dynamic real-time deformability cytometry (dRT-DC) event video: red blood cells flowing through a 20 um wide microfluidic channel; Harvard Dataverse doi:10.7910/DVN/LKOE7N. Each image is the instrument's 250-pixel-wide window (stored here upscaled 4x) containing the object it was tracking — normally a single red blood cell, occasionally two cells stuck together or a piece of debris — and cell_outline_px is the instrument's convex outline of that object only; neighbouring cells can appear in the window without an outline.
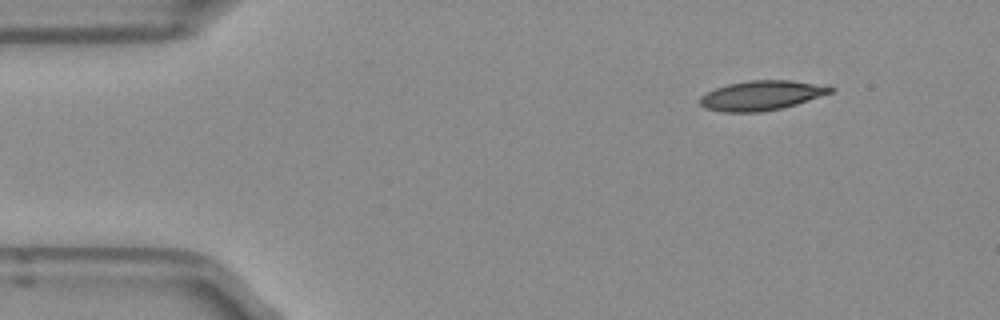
{"species": "Egyptian fruit bat (a non-hibernating species)", "species_latin": "Rousettus aegyptiacus", "temperature_condition": "room temperature", "stored_images_in_passage": 2, "camera_frame_rate_fps": 3000, "um_per_image_px": 0.085, "frame": {"image": 1, "passage_image": 2, "time_ms": 0.333, "image_size_px": [1000, 320], "cell_outline_px": [[808, 96], [800, 100], [788, 104], [768, 108], [728, 108], [748, 84], [800, 84], [808, 92]], "centroid_in_image_um": [65.36, 8.14], "position_along_channel_um": 19.6, "area_um2": 10.52}}